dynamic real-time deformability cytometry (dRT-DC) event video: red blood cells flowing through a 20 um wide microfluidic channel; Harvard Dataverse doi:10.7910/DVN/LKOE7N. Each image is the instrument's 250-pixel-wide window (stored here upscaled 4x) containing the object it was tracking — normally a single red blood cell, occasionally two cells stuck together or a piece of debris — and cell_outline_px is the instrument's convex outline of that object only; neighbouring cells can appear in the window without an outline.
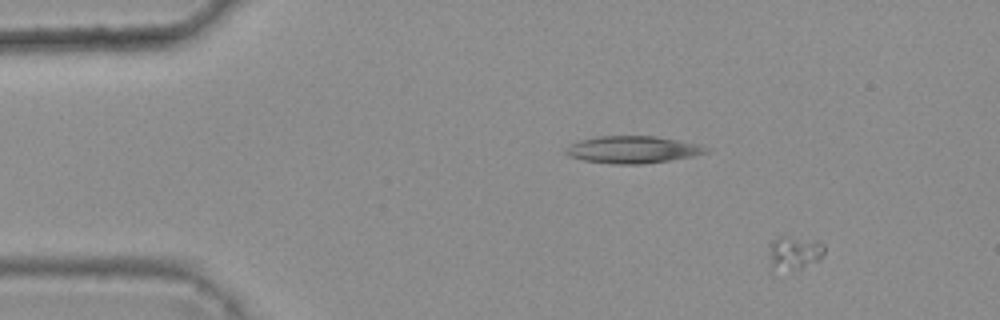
{"species": "common noctule bat (a hibernating species)", "species_latin": "Nyctalus noctula", "temperature_condition": "warm", "stored_images_in_passage": 3, "camera_frame_rate_fps": 3000, "um_per_image_px": 0.085, "animal": {"sex": "female", "body_mass_g": 25.1}, "frame": {"image": 1, "passage_image": 1, "time_ms": 0.0, "image_size_px": [1000, 320], "cell_outline_px": [[824, 252], [820, 260], [800, 268], [772, 268], [772, 240], [780, 236], [784, 236], [816, 240], [824, 244]], "centroid_in_image_um": [67.61, 21.44], "position_along_channel_um": 17.4, "area_um2": 10.17}}